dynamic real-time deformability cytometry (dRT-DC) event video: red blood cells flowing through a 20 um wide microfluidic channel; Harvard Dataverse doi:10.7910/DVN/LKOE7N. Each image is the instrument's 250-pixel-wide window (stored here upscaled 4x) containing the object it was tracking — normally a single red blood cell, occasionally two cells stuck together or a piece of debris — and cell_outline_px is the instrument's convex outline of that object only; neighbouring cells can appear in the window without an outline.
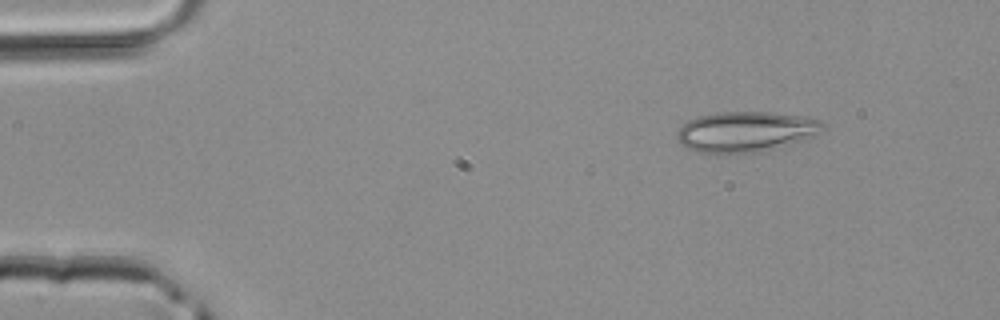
{"species": "common noctule bat (a hibernating species)", "species_latin": "Nyctalus noctula", "temperature_condition": "room temperature", "stored_images_in_passage": 3, "camera_frame_rate_fps": 3000, "um_per_image_px": 0.085, "animal": {"sex": "male", "body_mass_g": 20.4}, "frame": {"image": 1, "passage_image": 1, "time_ms": 0.0, "image_size_px": [1000, 320], "cell_outline_px": [[824, 128], [800, 140], [788, 144], [760, 152], [700, 152], [688, 148], [680, 144], [676, 140], [676, 132], [688, 120], [696, 116], [716, 112], [768, 112], [800, 116], [820, 120], [824, 124]], "centroid_in_image_um": [63.3, 11.17], "position_along_channel_um": 21.7, "area_um2": 33.7}}